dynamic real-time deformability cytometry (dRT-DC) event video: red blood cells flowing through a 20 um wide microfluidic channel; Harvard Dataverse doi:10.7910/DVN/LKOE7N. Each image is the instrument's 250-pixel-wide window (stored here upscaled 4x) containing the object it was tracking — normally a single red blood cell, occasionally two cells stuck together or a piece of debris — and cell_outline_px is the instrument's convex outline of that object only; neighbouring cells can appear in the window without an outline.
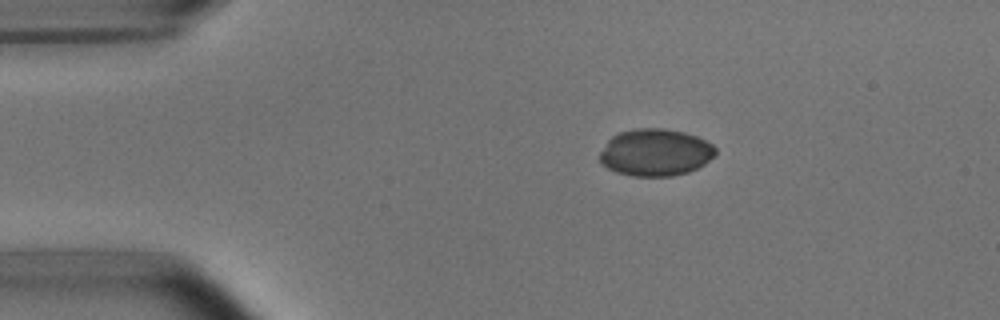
{"species": "common noctule bat (a hibernating species)", "species_latin": "Nyctalus noctula", "temperature_condition": "room temperature", "stored_images_in_passage": 9, "camera_frame_rate_fps": 3000, "um_per_image_px": 0.085, "animal": {"sex": "male", "body_mass_g": 15.6}, "frame": {"image": 1, "passage_image": 1, "time_ms": 0.0, "image_size_px": [1000, 320], "cell_outline_px": [[716, 156], [704, 164], [688, 172], [672, 176], [632, 176], [616, 172], [608, 168], [600, 160], [600, 152], [608, 140], [612, 136], [620, 132], [636, 128], [664, 128], [684, 132], [696, 136], [712, 144], [716, 148]], "centroid_in_image_um": [55.73, 12.95], "position_along_channel_um": 29.3, "area_um2": 31.79}}
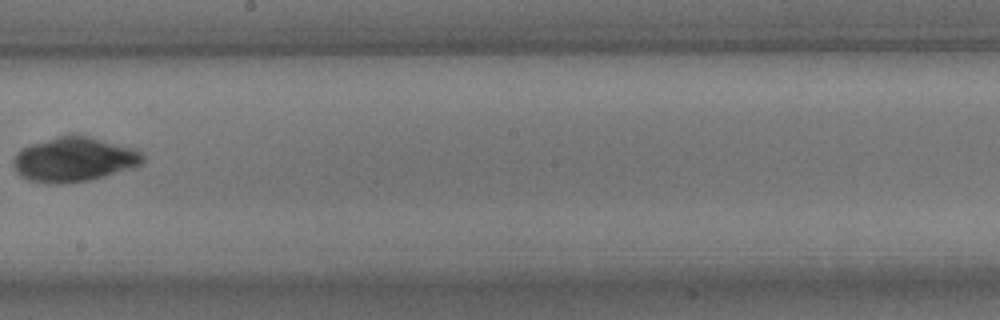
{"frame": {"image": 2, "passage_image": 7, "time_ms": 7.0, "image_size_px": [1000, 320], "cell_outline_px": [[144, 160], [140, 164], [104, 176], [72, 184], [48, 184], [28, 180], [20, 176], [12, 168], [12, 160], [16, 152], [32, 144], [56, 136], [92, 136], [136, 148], [144, 156]], "centroid_in_image_um": [6.25, 13.56], "position_along_channel_um": 241.9, "area_um2": 33.76}}
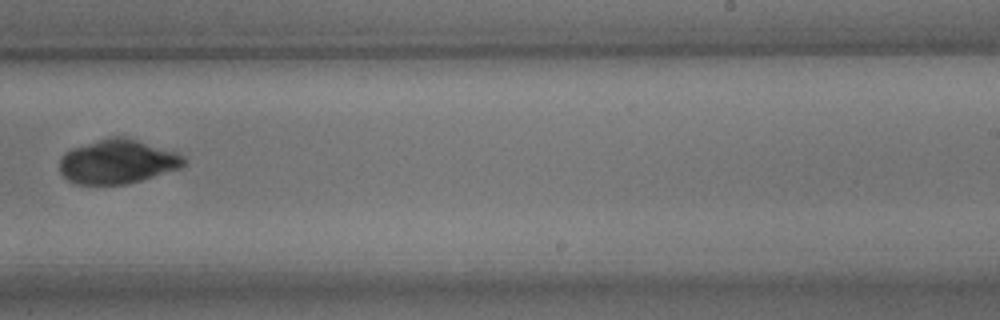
{"frame": {"image": 3, "passage_image": 8, "time_ms": 8.0, "image_size_px": [1000, 320], "cell_outline_px": [[188, 160], [180, 168], [140, 180], [124, 184], [76, 184], [68, 180], [60, 172], [60, 160], [64, 152], [72, 148], [108, 136], [124, 136], [176, 152], [184, 156]], "centroid_in_image_um": [9.98, 13.72], "position_along_channel_um": 279.0, "area_um2": 31.91}}